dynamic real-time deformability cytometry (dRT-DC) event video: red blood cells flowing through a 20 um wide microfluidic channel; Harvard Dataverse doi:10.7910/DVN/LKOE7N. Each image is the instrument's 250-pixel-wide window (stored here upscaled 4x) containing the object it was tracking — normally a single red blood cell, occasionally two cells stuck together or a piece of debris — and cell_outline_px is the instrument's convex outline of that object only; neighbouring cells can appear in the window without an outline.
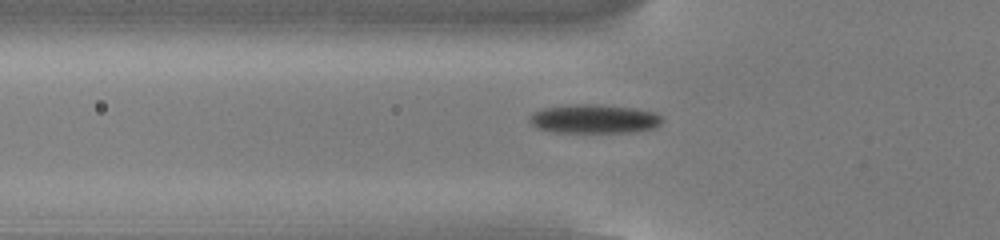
{"species": "common noctule bat (a hibernating species)", "species_latin": "Nyctalus noctula", "temperature_condition": "cold", "stored_images_in_passage": 44, "camera_frame_rate_fps": 3000, "um_per_image_px": 0.085, "animal": {"sex": "male", "body_mass_g": 13.0, "forearm_length_mm": 53.1}, "frame": {"image": 1, "passage_image": 9, "time_ms": 2.667, "image_size_px": [1000, 240], "cell_outline_px": [[664, 120], [656, 128], [636, 132], [552, 132], [536, 128], [528, 120], [528, 116], [532, 112], [544, 108], [584, 104], [592, 104], [636, 108], [656, 112]], "centroid_in_image_um": [50.52, 10.12], "position_along_channel_um": 75.3, "area_um2": 22.48}}
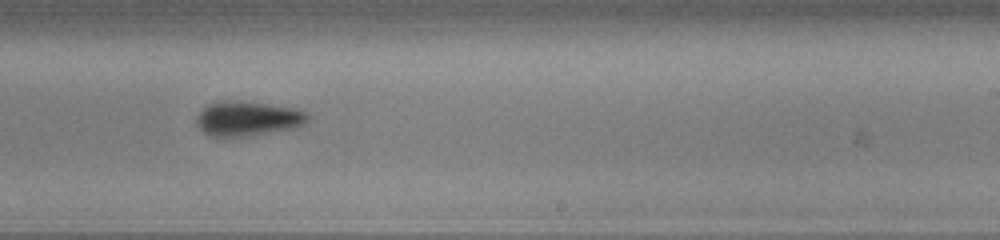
{"frame": {"image": 2, "passage_image": 24, "time_ms": 7.667, "image_size_px": [1000, 240], "cell_outline_px": [[308, 120], [304, 124], [296, 128], [248, 136], [208, 136], [196, 124], [196, 116], [208, 104], [216, 100], [236, 100], [296, 108], [308, 112]], "centroid_in_image_um": [21.05, 10.07], "position_along_channel_um": 267.9, "area_um2": 22.66}}
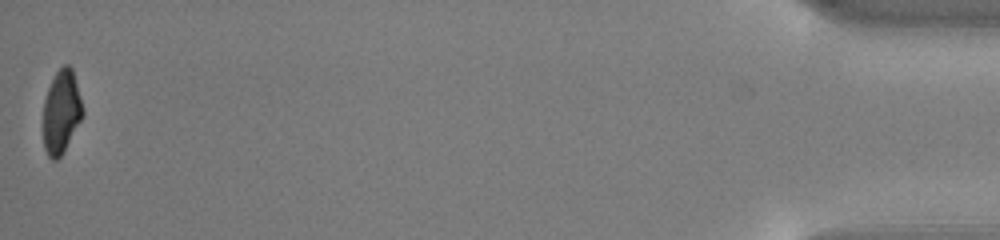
{"frame": {"image": 3, "passage_image": 44, "time_ms": 14.333, "image_size_px": [1000, 240], "cell_outline_px": [[84, 116], [64, 152], [56, 160], [52, 160], [48, 156], [44, 148], [44, 100], [48, 88], [56, 72], [64, 64], [68, 64], [72, 68], [84, 108]], "centroid_in_image_um": [5.24, 9.52], "position_along_channel_um": 430.0, "area_um2": 19.31}, "authors_computed_cell_mechanics": {"area_um2": 21.8773, "velocity_mm_per_s": 3.8517, "shape_relaxation_time_tau1_ms": 3.0554, "shape_relaxation_time_tau2_ms": 4.4714, "deformation_change_tau1": 0.1395, "deformation_change_tau2": 0.1016}}